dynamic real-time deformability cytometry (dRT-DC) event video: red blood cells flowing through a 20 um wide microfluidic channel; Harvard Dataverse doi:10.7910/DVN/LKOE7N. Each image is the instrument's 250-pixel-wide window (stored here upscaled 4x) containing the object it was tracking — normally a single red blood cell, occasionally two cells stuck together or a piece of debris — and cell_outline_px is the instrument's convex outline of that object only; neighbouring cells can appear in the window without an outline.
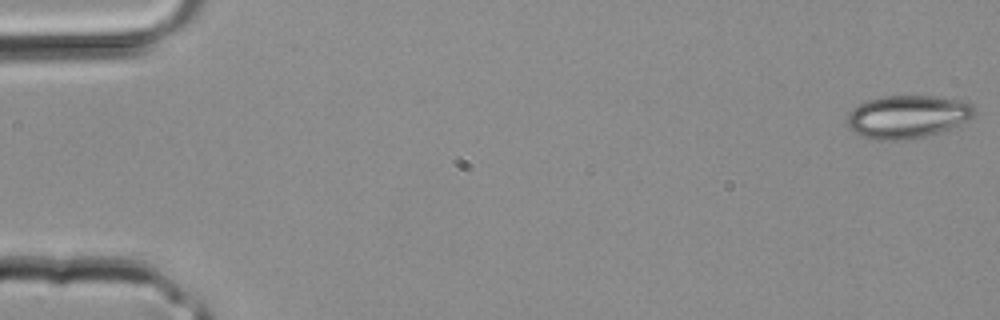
{"species": "common noctule bat (a hibernating species)", "species_latin": "Nyctalus noctula", "temperature_condition": "room temperature", "stored_images_in_passage": 4, "camera_frame_rate_fps": 3000, "um_per_image_px": 0.085, "animal": {"sex": "male", "body_mass_g": 20.4}, "frame": {"image": 1, "passage_image": 1, "time_ms": 0.0, "image_size_px": [1000, 320], "cell_outline_px": [[976, 108], [972, 116], [940, 132], [924, 136], [904, 140], [872, 140], [860, 136], [848, 124], [848, 112], [852, 108], [868, 100], [884, 96], [936, 96], [968, 100]], "centroid_in_image_um": [77.13, 9.9], "position_along_channel_um": 7.9, "area_um2": 31.67}}